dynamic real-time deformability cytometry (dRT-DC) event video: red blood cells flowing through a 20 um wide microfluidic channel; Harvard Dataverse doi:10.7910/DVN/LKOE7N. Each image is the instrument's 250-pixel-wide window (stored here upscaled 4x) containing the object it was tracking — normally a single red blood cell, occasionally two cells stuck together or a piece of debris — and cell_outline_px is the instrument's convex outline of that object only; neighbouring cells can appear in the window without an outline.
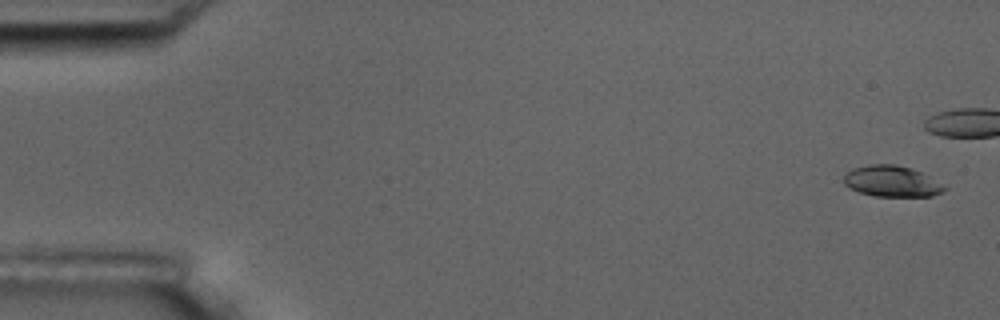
{"species": "common noctule bat (a hibernating species)", "species_latin": "Nyctalus noctula", "temperature_condition": "room temperature", "stored_images_in_passage": 8, "camera_frame_rate_fps": 3000, "um_per_image_px": 0.085, "animal": {"sex": "male", "body_mass_g": 17.5, "forearm_length_mm": 52.3}, "frame": {"image": 1, "passage_image": 1, "time_ms": 0.0, "image_size_px": [1000, 320], "cell_outline_px": [[948, 188], [944, 192], [932, 196], [876, 196], [860, 192], [844, 184], [844, 176], [852, 168], [868, 164], [896, 164], [912, 168], [920, 172]], "centroid_in_image_um": [75.8, 15.4], "position_along_channel_um": 9.2, "area_um2": 18.03}}